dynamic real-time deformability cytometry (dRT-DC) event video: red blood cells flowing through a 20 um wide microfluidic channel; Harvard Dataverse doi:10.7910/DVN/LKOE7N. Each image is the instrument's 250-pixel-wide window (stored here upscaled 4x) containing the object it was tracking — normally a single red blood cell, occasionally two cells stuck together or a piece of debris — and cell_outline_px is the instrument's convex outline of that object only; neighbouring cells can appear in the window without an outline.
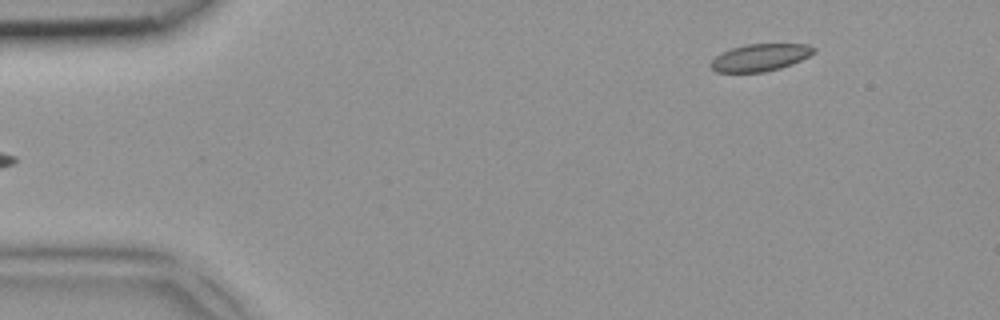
{"species": "common noctule bat (a hibernating species)", "species_latin": "Nyctalus noctula", "temperature_condition": "room temperature", "stored_images_in_passage": 3, "camera_frame_rate_fps": 3000, "um_per_image_px": 0.085, "animal": {"sex": "female", "body_mass_g": 18.4}, "frame": {"image": 1, "passage_image": 3, "time_ms": 0.667, "image_size_px": [1000, 320], "cell_outline_px": [[816, 52], [792, 64], [780, 68], [764, 72], [716, 72], [708, 64], [716, 56], [732, 48], [748, 44], [808, 44], [816, 48]], "centroid_in_image_um": [64.63, 4.89], "position_along_channel_um": 20.4, "area_um2": 16.24}}